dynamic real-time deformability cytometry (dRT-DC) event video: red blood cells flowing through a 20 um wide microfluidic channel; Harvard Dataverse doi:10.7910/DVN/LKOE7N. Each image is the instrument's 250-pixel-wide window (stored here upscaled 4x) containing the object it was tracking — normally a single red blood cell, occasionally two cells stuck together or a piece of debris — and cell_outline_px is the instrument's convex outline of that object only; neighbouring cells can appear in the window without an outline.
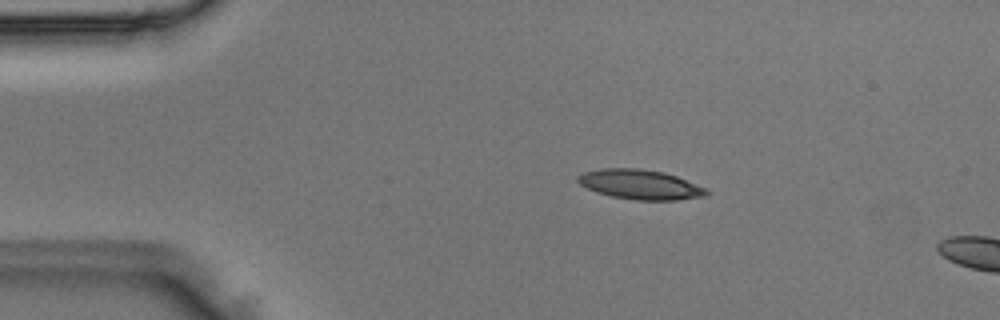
{"species": "Egyptian fruit bat (a non-hibernating species)", "species_latin": "Rousettus aegyptiacus", "temperature_condition": "room temperature", "stored_images_in_passage": 2, "camera_frame_rate_fps": 3000, "um_per_image_px": 0.085, "animal": {"sex": "male"}, "frame": {"image": 1, "passage_image": 1, "time_ms": 0.0, "image_size_px": [1000, 320], "cell_outline_px": [[708, 196], [680, 200], [636, 200], [612, 196], [596, 192], [580, 184], [576, 180], [576, 176], [584, 172], [600, 168], [636, 168], [664, 172], [676, 176], [708, 188]], "centroid_in_image_um": [54.44, 15.68], "position_along_channel_um": 30.6, "area_um2": 22.43}}